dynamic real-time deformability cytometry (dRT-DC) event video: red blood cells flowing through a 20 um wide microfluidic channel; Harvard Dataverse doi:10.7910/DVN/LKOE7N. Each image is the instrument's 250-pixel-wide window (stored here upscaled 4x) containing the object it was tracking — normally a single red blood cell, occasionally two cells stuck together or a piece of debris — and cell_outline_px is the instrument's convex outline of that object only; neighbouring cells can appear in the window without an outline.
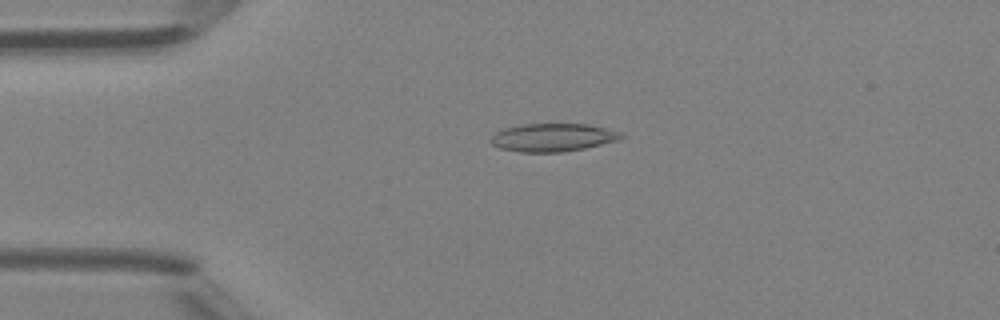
{"species": "Egyptian fruit bat (a non-hibernating species)", "species_latin": "Rousettus aegyptiacus", "temperature_condition": "room temperature", "stored_images_in_passage": 40, "camera_frame_rate_fps": 3000, "um_per_image_px": 0.085, "animal": {"sex": "female"}, "frame": {"image": 1, "passage_image": 4, "time_ms": 1.0, "image_size_px": [1000, 320], "cell_outline_px": [[624, 136], [620, 140], [584, 148], [560, 152], [520, 152], [500, 148], [492, 144], [488, 140], [496, 132], [504, 128], [524, 124], [588, 124], [620, 132]], "centroid_in_image_um": [46.97, 11.68], "position_along_channel_um": 38.0, "area_um2": 21.21}}
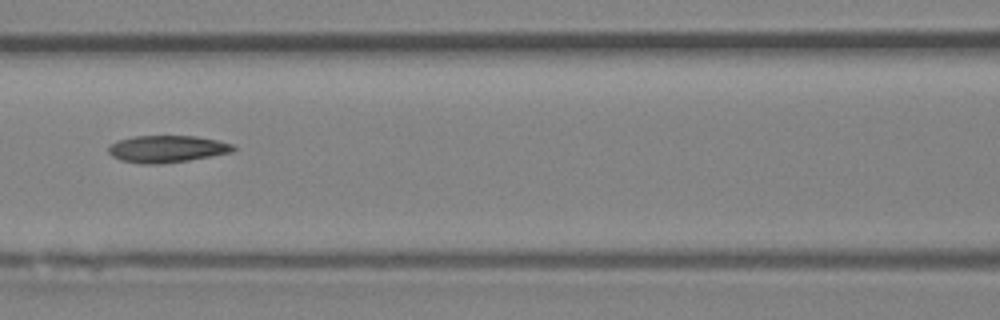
{"frame": {"image": 2, "passage_image": 14, "time_ms": 4.333, "image_size_px": [1000, 320], "cell_outline_px": [[236, 148], [232, 152], [212, 156], [164, 164], [140, 164], [120, 160], [112, 156], [108, 152], [108, 148], [116, 140], [136, 136], [196, 136], [216, 140], [232, 144]], "centroid_in_image_um": [14.17, 12.67], "position_along_channel_um": 152.4, "area_um2": 19.71}}
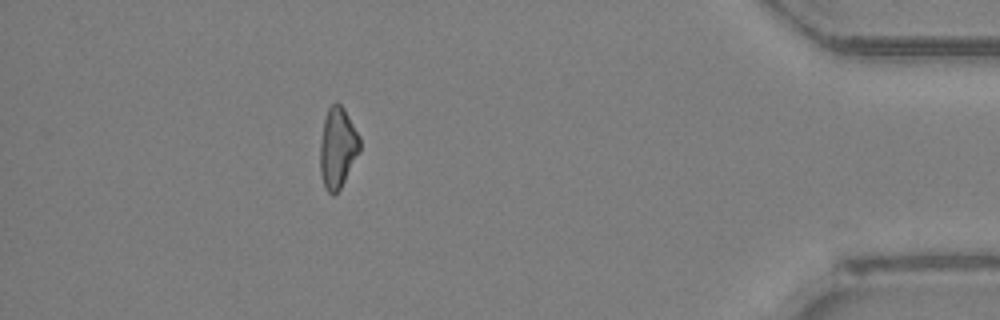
{"frame": {"image": 3, "passage_image": 35, "time_ms": 11.333, "image_size_px": [1000, 320], "cell_outline_px": [[360, 148], [340, 188], [332, 196], [324, 188], [320, 172], [320, 144], [324, 120], [328, 108], [332, 104], [340, 104], [344, 108], [360, 136]], "centroid_in_image_um": [28.68, 12.56], "position_along_channel_um": 406.5, "area_um2": 18.32}, "authors_computed_cell_mechanics": {"area_um2": 19.3919, "velocity_mm_per_s": 4.3688, "shape_relaxation_time_tau1_ms": null, "shape_relaxation_time_tau2_ms": 4.7782, "deformation_change_tau1": null, "deformation_change_tau2": 0.143}}